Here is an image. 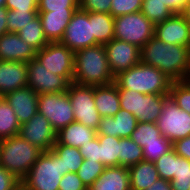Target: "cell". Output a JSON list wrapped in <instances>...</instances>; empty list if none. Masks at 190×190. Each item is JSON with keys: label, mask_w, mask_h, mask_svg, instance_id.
Listing matches in <instances>:
<instances>
[{"label": "cell", "mask_w": 190, "mask_h": 190, "mask_svg": "<svg viewBox=\"0 0 190 190\" xmlns=\"http://www.w3.org/2000/svg\"><path fill=\"white\" fill-rule=\"evenodd\" d=\"M38 94L26 86L5 94L3 97L12 107L20 124L29 121L38 113Z\"/></svg>", "instance_id": "2e32d148"}, {"label": "cell", "mask_w": 190, "mask_h": 190, "mask_svg": "<svg viewBox=\"0 0 190 190\" xmlns=\"http://www.w3.org/2000/svg\"><path fill=\"white\" fill-rule=\"evenodd\" d=\"M18 135L43 152L52 150L56 142V131L50 122L39 113L21 124Z\"/></svg>", "instance_id": "5bb4252c"}, {"label": "cell", "mask_w": 190, "mask_h": 190, "mask_svg": "<svg viewBox=\"0 0 190 190\" xmlns=\"http://www.w3.org/2000/svg\"><path fill=\"white\" fill-rule=\"evenodd\" d=\"M38 15V11L8 10V32L18 33L29 21Z\"/></svg>", "instance_id": "8d00e7d4"}, {"label": "cell", "mask_w": 190, "mask_h": 190, "mask_svg": "<svg viewBox=\"0 0 190 190\" xmlns=\"http://www.w3.org/2000/svg\"><path fill=\"white\" fill-rule=\"evenodd\" d=\"M95 45H105L114 39V17L110 13H90Z\"/></svg>", "instance_id": "d4e9b609"}, {"label": "cell", "mask_w": 190, "mask_h": 190, "mask_svg": "<svg viewBox=\"0 0 190 190\" xmlns=\"http://www.w3.org/2000/svg\"><path fill=\"white\" fill-rule=\"evenodd\" d=\"M146 190H172L170 181L158 178L151 186Z\"/></svg>", "instance_id": "f907efd6"}, {"label": "cell", "mask_w": 190, "mask_h": 190, "mask_svg": "<svg viewBox=\"0 0 190 190\" xmlns=\"http://www.w3.org/2000/svg\"><path fill=\"white\" fill-rule=\"evenodd\" d=\"M43 153L19 135L0 140V166L22 181Z\"/></svg>", "instance_id": "277c9868"}, {"label": "cell", "mask_w": 190, "mask_h": 190, "mask_svg": "<svg viewBox=\"0 0 190 190\" xmlns=\"http://www.w3.org/2000/svg\"><path fill=\"white\" fill-rule=\"evenodd\" d=\"M161 135L172 144L190 136V114L181 110L169 95L162 106V112L156 121Z\"/></svg>", "instance_id": "52a82bcc"}, {"label": "cell", "mask_w": 190, "mask_h": 190, "mask_svg": "<svg viewBox=\"0 0 190 190\" xmlns=\"http://www.w3.org/2000/svg\"><path fill=\"white\" fill-rule=\"evenodd\" d=\"M172 190H188L190 187V161L176 154V168L170 181Z\"/></svg>", "instance_id": "836d02e7"}, {"label": "cell", "mask_w": 190, "mask_h": 190, "mask_svg": "<svg viewBox=\"0 0 190 190\" xmlns=\"http://www.w3.org/2000/svg\"><path fill=\"white\" fill-rule=\"evenodd\" d=\"M104 46L109 67L114 77L141 62V49L131 43L112 39Z\"/></svg>", "instance_id": "4fadbf2b"}, {"label": "cell", "mask_w": 190, "mask_h": 190, "mask_svg": "<svg viewBox=\"0 0 190 190\" xmlns=\"http://www.w3.org/2000/svg\"><path fill=\"white\" fill-rule=\"evenodd\" d=\"M169 94H142L140 93L139 121L156 123L162 112V106Z\"/></svg>", "instance_id": "484cf974"}, {"label": "cell", "mask_w": 190, "mask_h": 190, "mask_svg": "<svg viewBox=\"0 0 190 190\" xmlns=\"http://www.w3.org/2000/svg\"><path fill=\"white\" fill-rule=\"evenodd\" d=\"M79 0H38V12L76 11Z\"/></svg>", "instance_id": "ab89813d"}, {"label": "cell", "mask_w": 190, "mask_h": 190, "mask_svg": "<svg viewBox=\"0 0 190 190\" xmlns=\"http://www.w3.org/2000/svg\"><path fill=\"white\" fill-rule=\"evenodd\" d=\"M141 12L154 24L164 22L174 13L159 0H143Z\"/></svg>", "instance_id": "d6a6232c"}, {"label": "cell", "mask_w": 190, "mask_h": 190, "mask_svg": "<svg viewBox=\"0 0 190 190\" xmlns=\"http://www.w3.org/2000/svg\"><path fill=\"white\" fill-rule=\"evenodd\" d=\"M112 0H79V9L90 13H110Z\"/></svg>", "instance_id": "7bdbcfd3"}, {"label": "cell", "mask_w": 190, "mask_h": 190, "mask_svg": "<svg viewBox=\"0 0 190 190\" xmlns=\"http://www.w3.org/2000/svg\"><path fill=\"white\" fill-rule=\"evenodd\" d=\"M130 138L142 148L147 143L163 142L166 138L161 135L156 123L138 121L136 129L131 133Z\"/></svg>", "instance_id": "4dcf8cb0"}, {"label": "cell", "mask_w": 190, "mask_h": 190, "mask_svg": "<svg viewBox=\"0 0 190 190\" xmlns=\"http://www.w3.org/2000/svg\"><path fill=\"white\" fill-rule=\"evenodd\" d=\"M173 149L178 156L190 161V136L176 140L173 143Z\"/></svg>", "instance_id": "c3c4849f"}, {"label": "cell", "mask_w": 190, "mask_h": 190, "mask_svg": "<svg viewBox=\"0 0 190 190\" xmlns=\"http://www.w3.org/2000/svg\"><path fill=\"white\" fill-rule=\"evenodd\" d=\"M8 10L38 11V0H6Z\"/></svg>", "instance_id": "bcb514c9"}, {"label": "cell", "mask_w": 190, "mask_h": 190, "mask_svg": "<svg viewBox=\"0 0 190 190\" xmlns=\"http://www.w3.org/2000/svg\"><path fill=\"white\" fill-rule=\"evenodd\" d=\"M189 74H190V58H189Z\"/></svg>", "instance_id": "9f6ffc18"}, {"label": "cell", "mask_w": 190, "mask_h": 190, "mask_svg": "<svg viewBox=\"0 0 190 190\" xmlns=\"http://www.w3.org/2000/svg\"><path fill=\"white\" fill-rule=\"evenodd\" d=\"M20 185L19 179L0 166V190H16Z\"/></svg>", "instance_id": "7dc6e473"}, {"label": "cell", "mask_w": 190, "mask_h": 190, "mask_svg": "<svg viewBox=\"0 0 190 190\" xmlns=\"http://www.w3.org/2000/svg\"><path fill=\"white\" fill-rule=\"evenodd\" d=\"M38 113L43 115L56 133L75 121L68 93H46L38 96Z\"/></svg>", "instance_id": "ba28073f"}, {"label": "cell", "mask_w": 190, "mask_h": 190, "mask_svg": "<svg viewBox=\"0 0 190 190\" xmlns=\"http://www.w3.org/2000/svg\"><path fill=\"white\" fill-rule=\"evenodd\" d=\"M96 136V130L74 121L56 133V141L59 144L80 148Z\"/></svg>", "instance_id": "603a6c76"}, {"label": "cell", "mask_w": 190, "mask_h": 190, "mask_svg": "<svg viewBox=\"0 0 190 190\" xmlns=\"http://www.w3.org/2000/svg\"><path fill=\"white\" fill-rule=\"evenodd\" d=\"M138 120L136 117L120 108V111L113 117H103L99 123L97 136H113L119 138H130L131 133L136 129Z\"/></svg>", "instance_id": "e0dca14e"}, {"label": "cell", "mask_w": 190, "mask_h": 190, "mask_svg": "<svg viewBox=\"0 0 190 190\" xmlns=\"http://www.w3.org/2000/svg\"><path fill=\"white\" fill-rule=\"evenodd\" d=\"M154 36L166 44L190 47V25L181 14L156 24Z\"/></svg>", "instance_id": "9a60e30c"}, {"label": "cell", "mask_w": 190, "mask_h": 190, "mask_svg": "<svg viewBox=\"0 0 190 190\" xmlns=\"http://www.w3.org/2000/svg\"><path fill=\"white\" fill-rule=\"evenodd\" d=\"M64 175L61 158L52 150L43 152L21 181L26 190H58Z\"/></svg>", "instance_id": "5b68a950"}, {"label": "cell", "mask_w": 190, "mask_h": 190, "mask_svg": "<svg viewBox=\"0 0 190 190\" xmlns=\"http://www.w3.org/2000/svg\"><path fill=\"white\" fill-rule=\"evenodd\" d=\"M59 42L74 53L94 46L95 37L92 21H89V12L81 11L80 9L76 10Z\"/></svg>", "instance_id": "8fae6325"}, {"label": "cell", "mask_w": 190, "mask_h": 190, "mask_svg": "<svg viewBox=\"0 0 190 190\" xmlns=\"http://www.w3.org/2000/svg\"><path fill=\"white\" fill-rule=\"evenodd\" d=\"M155 25L140 11L114 17V39L140 49L154 36Z\"/></svg>", "instance_id": "8992f818"}, {"label": "cell", "mask_w": 190, "mask_h": 190, "mask_svg": "<svg viewBox=\"0 0 190 190\" xmlns=\"http://www.w3.org/2000/svg\"><path fill=\"white\" fill-rule=\"evenodd\" d=\"M141 62L158 68L173 82L190 80V47L166 44L153 36L140 50Z\"/></svg>", "instance_id": "6da1fadb"}, {"label": "cell", "mask_w": 190, "mask_h": 190, "mask_svg": "<svg viewBox=\"0 0 190 190\" xmlns=\"http://www.w3.org/2000/svg\"><path fill=\"white\" fill-rule=\"evenodd\" d=\"M36 50L22 40L18 33L7 32L0 36V61L29 62Z\"/></svg>", "instance_id": "d6986e66"}, {"label": "cell", "mask_w": 190, "mask_h": 190, "mask_svg": "<svg viewBox=\"0 0 190 190\" xmlns=\"http://www.w3.org/2000/svg\"><path fill=\"white\" fill-rule=\"evenodd\" d=\"M74 56L75 53L60 42H49L36 52L35 59L53 74L63 76L72 83Z\"/></svg>", "instance_id": "30bf717a"}, {"label": "cell", "mask_w": 190, "mask_h": 190, "mask_svg": "<svg viewBox=\"0 0 190 190\" xmlns=\"http://www.w3.org/2000/svg\"><path fill=\"white\" fill-rule=\"evenodd\" d=\"M104 45L75 52L73 82L84 86H103L114 82Z\"/></svg>", "instance_id": "7a4b0ae2"}, {"label": "cell", "mask_w": 190, "mask_h": 190, "mask_svg": "<svg viewBox=\"0 0 190 190\" xmlns=\"http://www.w3.org/2000/svg\"><path fill=\"white\" fill-rule=\"evenodd\" d=\"M169 95L181 110L190 114V80L172 82Z\"/></svg>", "instance_id": "e575fe53"}, {"label": "cell", "mask_w": 190, "mask_h": 190, "mask_svg": "<svg viewBox=\"0 0 190 190\" xmlns=\"http://www.w3.org/2000/svg\"><path fill=\"white\" fill-rule=\"evenodd\" d=\"M67 93L73 108L75 121L97 130L102 117L95 107L94 87L72 82Z\"/></svg>", "instance_id": "9c48e42d"}, {"label": "cell", "mask_w": 190, "mask_h": 190, "mask_svg": "<svg viewBox=\"0 0 190 190\" xmlns=\"http://www.w3.org/2000/svg\"><path fill=\"white\" fill-rule=\"evenodd\" d=\"M128 172L130 190H146L159 178L155 164L144 160L129 167Z\"/></svg>", "instance_id": "cb8c5ba5"}, {"label": "cell", "mask_w": 190, "mask_h": 190, "mask_svg": "<svg viewBox=\"0 0 190 190\" xmlns=\"http://www.w3.org/2000/svg\"><path fill=\"white\" fill-rule=\"evenodd\" d=\"M105 166L97 161L83 159L77 175L88 188L103 173Z\"/></svg>", "instance_id": "d590c367"}, {"label": "cell", "mask_w": 190, "mask_h": 190, "mask_svg": "<svg viewBox=\"0 0 190 190\" xmlns=\"http://www.w3.org/2000/svg\"><path fill=\"white\" fill-rule=\"evenodd\" d=\"M164 3L174 14H181L189 0H159Z\"/></svg>", "instance_id": "681fc988"}, {"label": "cell", "mask_w": 190, "mask_h": 190, "mask_svg": "<svg viewBox=\"0 0 190 190\" xmlns=\"http://www.w3.org/2000/svg\"><path fill=\"white\" fill-rule=\"evenodd\" d=\"M6 0H0V7L5 6Z\"/></svg>", "instance_id": "db71d44e"}, {"label": "cell", "mask_w": 190, "mask_h": 190, "mask_svg": "<svg viewBox=\"0 0 190 190\" xmlns=\"http://www.w3.org/2000/svg\"><path fill=\"white\" fill-rule=\"evenodd\" d=\"M181 15L186 19V21L190 25V0L187 2V5L183 9Z\"/></svg>", "instance_id": "f5cc1de1"}, {"label": "cell", "mask_w": 190, "mask_h": 190, "mask_svg": "<svg viewBox=\"0 0 190 190\" xmlns=\"http://www.w3.org/2000/svg\"><path fill=\"white\" fill-rule=\"evenodd\" d=\"M142 147L131 138H120V166L131 167L143 161Z\"/></svg>", "instance_id": "1f68e13d"}, {"label": "cell", "mask_w": 190, "mask_h": 190, "mask_svg": "<svg viewBox=\"0 0 190 190\" xmlns=\"http://www.w3.org/2000/svg\"><path fill=\"white\" fill-rule=\"evenodd\" d=\"M7 15L8 9L5 6L0 7V36L8 32Z\"/></svg>", "instance_id": "816d5d0a"}, {"label": "cell", "mask_w": 190, "mask_h": 190, "mask_svg": "<svg viewBox=\"0 0 190 190\" xmlns=\"http://www.w3.org/2000/svg\"><path fill=\"white\" fill-rule=\"evenodd\" d=\"M16 190H26L22 185H20Z\"/></svg>", "instance_id": "11a10c76"}, {"label": "cell", "mask_w": 190, "mask_h": 190, "mask_svg": "<svg viewBox=\"0 0 190 190\" xmlns=\"http://www.w3.org/2000/svg\"><path fill=\"white\" fill-rule=\"evenodd\" d=\"M99 139L100 163L105 167L120 165V138L113 136H97Z\"/></svg>", "instance_id": "4316f807"}, {"label": "cell", "mask_w": 190, "mask_h": 190, "mask_svg": "<svg viewBox=\"0 0 190 190\" xmlns=\"http://www.w3.org/2000/svg\"><path fill=\"white\" fill-rule=\"evenodd\" d=\"M87 190H130L128 168L120 165L105 167Z\"/></svg>", "instance_id": "ffe728a7"}, {"label": "cell", "mask_w": 190, "mask_h": 190, "mask_svg": "<svg viewBox=\"0 0 190 190\" xmlns=\"http://www.w3.org/2000/svg\"><path fill=\"white\" fill-rule=\"evenodd\" d=\"M27 66V86L32 88L38 95L67 92L70 82L65 77L53 74L35 58L27 62Z\"/></svg>", "instance_id": "7c38bea8"}, {"label": "cell", "mask_w": 190, "mask_h": 190, "mask_svg": "<svg viewBox=\"0 0 190 190\" xmlns=\"http://www.w3.org/2000/svg\"><path fill=\"white\" fill-rule=\"evenodd\" d=\"M76 11L38 12L45 37L49 42H59Z\"/></svg>", "instance_id": "44dd1931"}, {"label": "cell", "mask_w": 190, "mask_h": 190, "mask_svg": "<svg viewBox=\"0 0 190 190\" xmlns=\"http://www.w3.org/2000/svg\"><path fill=\"white\" fill-rule=\"evenodd\" d=\"M83 159H89L91 161L100 162L99 158V139L96 136L92 141L86 143L84 146L79 148Z\"/></svg>", "instance_id": "f6af8a7d"}, {"label": "cell", "mask_w": 190, "mask_h": 190, "mask_svg": "<svg viewBox=\"0 0 190 190\" xmlns=\"http://www.w3.org/2000/svg\"><path fill=\"white\" fill-rule=\"evenodd\" d=\"M159 178L171 181L176 168V152L172 148L168 153L162 155L154 162Z\"/></svg>", "instance_id": "74e56055"}, {"label": "cell", "mask_w": 190, "mask_h": 190, "mask_svg": "<svg viewBox=\"0 0 190 190\" xmlns=\"http://www.w3.org/2000/svg\"><path fill=\"white\" fill-rule=\"evenodd\" d=\"M52 151L61 158L64 175L71 172L77 173L83 162L79 148L59 144L57 141L52 147Z\"/></svg>", "instance_id": "f1b7e54d"}, {"label": "cell", "mask_w": 190, "mask_h": 190, "mask_svg": "<svg viewBox=\"0 0 190 190\" xmlns=\"http://www.w3.org/2000/svg\"><path fill=\"white\" fill-rule=\"evenodd\" d=\"M58 190H87V187L77 173L69 172L62 176Z\"/></svg>", "instance_id": "ee69618b"}, {"label": "cell", "mask_w": 190, "mask_h": 190, "mask_svg": "<svg viewBox=\"0 0 190 190\" xmlns=\"http://www.w3.org/2000/svg\"><path fill=\"white\" fill-rule=\"evenodd\" d=\"M28 66L23 61H0V96L27 86Z\"/></svg>", "instance_id": "ac0fdd59"}, {"label": "cell", "mask_w": 190, "mask_h": 190, "mask_svg": "<svg viewBox=\"0 0 190 190\" xmlns=\"http://www.w3.org/2000/svg\"><path fill=\"white\" fill-rule=\"evenodd\" d=\"M173 144L166 138L163 142L147 143L143 148L144 161L155 162L162 155L168 153Z\"/></svg>", "instance_id": "60d3db41"}, {"label": "cell", "mask_w": 190, "mask_h": 190, "mask_svg": "<svg viewBox=\"0 0 190 190\" xmlns=\"http://www.w3.org/2000/svg\"><path fill=\"white\" fill-rule=\"evenodd\" d=\"M172 80L158 68L140 62L114 78L118 89L134 90L142 94H169Z\"/></svg>", "instance_id": "3957f363"}, {"label": "cell", "mask_w": 190, "mask_h": 190, "mask_svg": "<svg viewBox=\"0 0 190 190\" xmlns=\"http://www.w3.org/2000/svg\"><path fill=\"white\" fill-rule=\"evenodd\" d=\"M21 124L3 96H0V140L19 134Z\"/></svg>", "instance_id": "83f0119b"}, {"label": "cell", "mask_w": 190, "mask_h": 190, "mask_svg": "<svg viewBox=\"0 0 190 190\" xmlns=\"http://www.w3.org/2000/svg\"><path fill=\"white\" fill-rule=\"evenodd\" d=\"M20 38L36 51L41 50L49 41L44 35L39 15L28 22L19 32Z\"/></svg>", "instance_id": "f546056e"}, {"label": "cell", "mask_w": 190, "mask_h": 190, "mask_svg": "<svg viewBox=\"0 0 190 190\" xmlns=\"http://www.w3.org/2000/svg\"><path fill=\"white\" fill-rule=\"evenodd\" d=\"M95 107L99 115L113 117L120 111V96L117 85L111 84L94 87Z\"/></svg>", "instance_id": "7402d4cb"}, {"label": "cell", "mask_w": 190, "mask_h": 190, "mask_svg": "<svg viewBox=\"0 0 190 190\" xmlns=\"http://www.w3.org/2000/svg\"><path fill=\"white\" fill-rule=\"evenodd\" d=\"M120 108L132 113L139 121L140 93L134 90L118 89Z\"/></svg>", "instance_id": "f35d334b"}, {"label": "cell", "mask_w": 190, "mask_h": 190, "mask_svg": "<svg viewBox=\"0 0 190 190\" xmlns=\"http://www.w3.org/2000/svg\"><path fill=\"white\" fill-rule=\"evenodd\" d=\"M143 0H112L110 14L117 17L141 11Z\"/></svg>", "instance_id": "b9f144b4"}]
</instances>
